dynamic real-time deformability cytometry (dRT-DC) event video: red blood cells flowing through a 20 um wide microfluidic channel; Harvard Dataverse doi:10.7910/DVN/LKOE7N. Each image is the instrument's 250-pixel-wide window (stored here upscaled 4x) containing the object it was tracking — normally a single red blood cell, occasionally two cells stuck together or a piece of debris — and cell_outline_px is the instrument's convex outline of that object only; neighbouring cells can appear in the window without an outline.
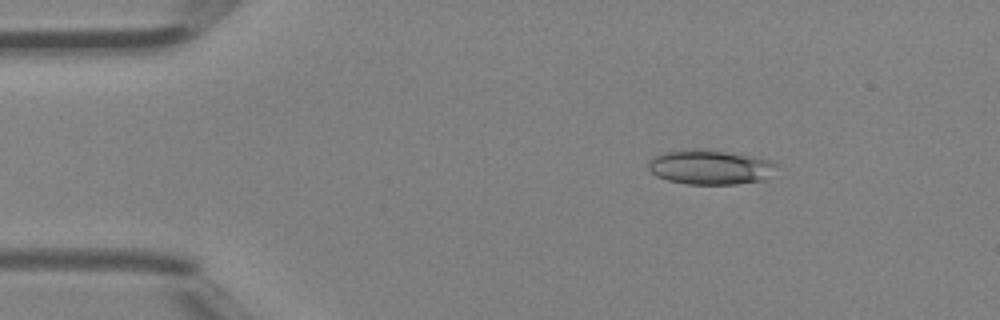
{"species": "Egyptian fruit bat (a non-hibernating species)", "species_latin": "Rousettus aegyptiacus", "temperature_condition": "room temperature", "stored_images_in_passage": 4, "camera_frame_rate_fps": 3000, "um_per_image_px": 0.085, "animal": {"sex": "female"}, "frame": {"image": 1, "passage_image": 1, "time_ms": 0.0, "image_size_px": [1000, 320], "cell_outline_px": [[776, 164], [764, 180], [736, 184], [684, 184], [668, 180], [656, 176], [648, 168], [648, 160], [652, 156], [664, 152], [684, 148], [704, 148], [752, 156], [768, 160]], "centroid_in_image_um": [60.25, 14.19], "position_along_channel_um": 24.7, "area_um2": 25.95}}
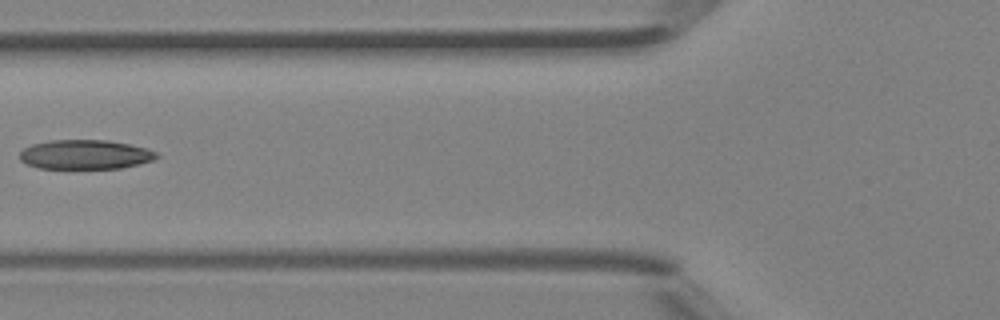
{"frame": {"image": 2, "passage_image": 4, "time_ms": 1.0, "image_size_px": [1000, 320], "cell_outline_px": [[160, 156], [152, 160], [140, 164], [120, 168], [40, 168], [28, 164], [20, 160], [20, 152], [24, 148], [32, 144], [52, 140], [108, 140], [128, 144], [144, 148], [156, 152]], "centroid_in_image_um": [7.24, 13.13], "position_along_channel_um": 118.6, "area_um2": 23.24}}